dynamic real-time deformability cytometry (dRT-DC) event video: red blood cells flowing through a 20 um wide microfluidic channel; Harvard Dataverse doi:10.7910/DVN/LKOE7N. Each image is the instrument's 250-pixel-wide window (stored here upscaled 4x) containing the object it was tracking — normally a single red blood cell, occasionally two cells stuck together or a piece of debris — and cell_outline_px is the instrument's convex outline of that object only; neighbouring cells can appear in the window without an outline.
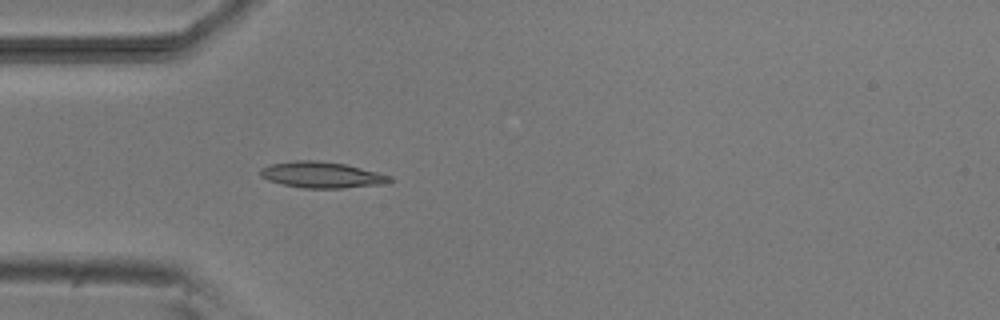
{"species": "common noctule bat (a hibernating species)", "species_latin": "Nyctalus noctula", "temperature_condition": "room temperature", "stored_images_in_passage": 5, "camera_frame_rate_fps": 3000, "um_per_image_px": 0.085, "animal": {"sex": "male", "body_mass_g": 20.5, "forearm_length_mm": 52.5}, "frame": {"image": 1, "passage_image": 5, "time_ms": 4.667, "image_size_px": [1000, 320], "cell_outline_px": [[396, 180], [384, 184], [344, 188], [304, 188], [284, 184], [268, 180], [260, 176], [260, 168], [268, 164], [296, 160], [316, 160], [344, 164], [392, 176]], "centroid_in_image_um": [27.35, 14.86], "position_along_channel_um": 57.6, "area_um2": 19.71}}